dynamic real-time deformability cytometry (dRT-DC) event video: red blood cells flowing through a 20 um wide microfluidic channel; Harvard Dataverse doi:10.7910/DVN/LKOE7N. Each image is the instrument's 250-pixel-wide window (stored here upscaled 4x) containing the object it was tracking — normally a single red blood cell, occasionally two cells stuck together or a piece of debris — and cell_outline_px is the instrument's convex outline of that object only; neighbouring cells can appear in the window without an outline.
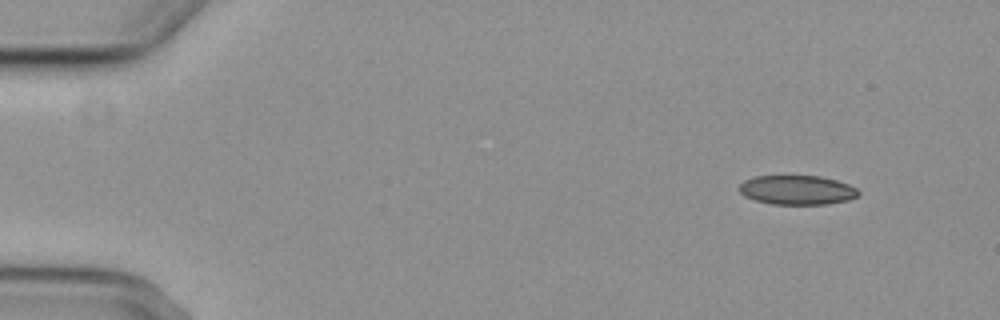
{"species": "common noctule bat (a hibernating species)", "species_latin": "Nyctalus noctula", "temperature_condition": "cold", "stored_images_in_passage": 4, "camera_frame_rate_fps": 3000, "um_per_image_px": 0.085, "animal": {"sex": "female", "body_mass_g": 29.2, "forearm_length_mm": 56.3}, "frame": {"image": 1, "passage_image": 1, "time_ms": 0.0, "image_size_px": [1000, 320], "cell_outline_px": [[860, 196], [848, 200], [828, 204], [772, 204], [756, 200], [744, 196], [740, 192], [740, 184], [744, 180], [756, 176], [820, 176], [836, 180], [848, 184], [856, 188], [860, 192]], "centroid_in_image_um": [67.78, 16.15], "position_along_channel_um": 17.2, "area_um2": 20.35}}
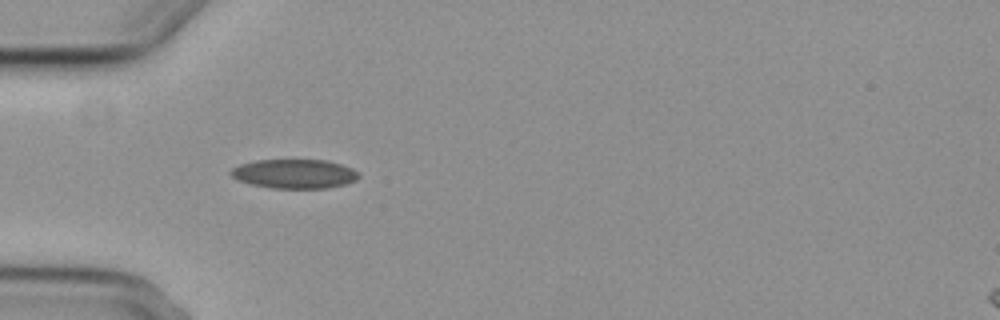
{"frame": {"image": 2, "passage_image": 4, "time_ms": 4.0, "image_size_px": [1000, 320], "cell_outline_px": [[360, 176], [356, 180], [344, 184], [328, 188], [272, 188], [252, 184], [236, 180], [228, 172], [232, 168], [240, 164], [256, 160], [328, 160], [352, 168]], "centroid_in_image_um": [25.0, 14.77], "position_along_channel_um": 60.0, "area_um2": 21.73}}